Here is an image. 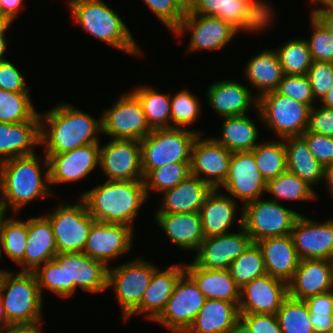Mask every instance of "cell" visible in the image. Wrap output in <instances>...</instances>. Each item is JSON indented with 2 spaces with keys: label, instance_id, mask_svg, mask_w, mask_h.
I'll use <instances>...</instances> for the list:
<instances>
[{
  "label": "cell",
  "instance_id": "obj_72",
  "mask_svg": "<svg viewBox=\"0 0 333 333\" xmlns=\"http://www.w3.org/2000/svg\"><path fill=\"white\" fill-rule=\"evenodd\" d=\"M4 326L0 325V333H2Z\"/></svg>",
  "mask_w": 333,
  "mask_h": 333
},
{
  "label": "cell",
  "instance_id": "obj_59",
  "mask_svg": "<svg viewBox=\"0 0 333 333\" xmlns=\"http://www.w3.org/2000/svg\"><path fill=\"white\" fill-rule=\"evenodd\" d=\"M313 16L327 29L333 38V8L319 10Z\"/></svg>",
  "mask_w": 333,
  "mask_h": 333
},
{
  "label": "cell",
  "instance_id": "obj_1",
  "mask_svg": "<svg viewBox=\"0 0 333 333\" xmlns=\"http://www.w3.org/2000/svg\"><path fill=\"white\" fill-rule=\"evenodd\" d=\"M108 267L85 253H58L54 259L39 266L36 276L41 295L44 289L55 295L68 298L77 288L90 293L107 288Z\"/></svg>",
  "mask_w": 333,
  "mask_h": 333
},
{
  "label": "cell",
  "instance_id": "obj_42",
  "mask_svg": "<svg viewBox=\"0 0 333 333\" xmlns=\"http://www.w3.org/2000/svg\"><path fill=\"white\" fill-rule=\"evenodd\" d=\"M236 285L242 288L253 279L266 275L263 254L257 243L252 242L230 265Z\"/></svg>",
  "mask_w": 333,
  "mask_h": 333
},
{
  "label": "cell",
  "instance_id": "obj_50",
  "mask_svg": "<svg viewBox=\"0 0 333 333\" xmlns=\"http://www.w3.org/2000/svg\"><path fill=\"white\" fill-rule=\"evenodd\" d=\"M171 33L180 25L186 11L175 0H143Z\"/></svg>",
  "mask_w": 333,
  "mask_h": 333
},
{
  "label": "cell",
  "instance_id": "obj_65",
  "mask_svg": "<svg viewBox=\"0 0 333 333\" xmlns=\"http://www.w3.org/2000/svg\"><path fill=\"white\" fill-rule=\"evenodd\" d=\"M321 106L333 109V86L330 88L328 93L322 98Z\"/></svg>",
  "mask_w": 333,
  "mask_h": 333
},
{
  "label": "cell",
  "instance_id": "obj_63",
  "mask_svg": "<svg viewBox=\"0 0 333 333\" xmlns=\"http://www.w3.org/2000/svg\"><path fill=\"white\" fill-rule=\"evenodd\" d=\"M228 333H253L250 328L239 319L235 325L228 331Z\"/></svg>",
  "mask_w": 333,
  "mask_h": 333
},
{
  "label": "cell",
  "instance_id": "obj_15",
  "mask_svg": "<svg viewBox=\"0 0 333 333\" xmlns=\"http://www.w3.org/2000/svg\"><path fill=\"white\" fill-rule=\"evenodd\" d=\"M99 167L108 181L143 180L140 140L110 139L100 146Z\"/></svg>",
  "mask_w": 333,
  "mask_h": 333
},
{
  "label": "cell",
  "instance_id": "obj_13",
  "mask_svg": "<svg viewBox=\"0 0 333 333\" xmlns=\"http://www.w3.org/2000/svg\"><path fill=\"white\" fill-rule=\"evenodd\" d=\"M101 115V133L111 139L142 140L152 131L140 101L132 92L120 95Z\"/></svg>",
  "mask_w": 333,
  "mask_h": 333
},
{
  "label": "cell",
  "instance_id": "obj_11",
  "mask_svg": "<svg viewBox=\"0 0 333 333\" xmlns=\"http://www.w3.org/2000/svg\"><path fill=\"white\" fill-rule=\"evenodd\" d=\"M53 212L45 216L50 220L57 253H82L95 219L79 198L74 204L59 203Z\"/></svg>",
  "mask_w": 333,
  "mask_h": 333
},
{
  "label": "cell",
  "instance_id": "obj_60",
  "mask_svg": "<svg viewBox=\"0 0 333 333\" xmlns=\"http://www.w3.org/2000/svg\"><path fill=\"white\" fill-rule=\"evenodd\" d=\"M41 323L31 325H8L3 328L2 333H41Z\"/></svg>",
  "mask_w": 333,
  "mask_h": 333
},
{
  "label": "cell",
  "instance_id": "obj_37",
  "mask_svg": "<svg viewBox=\"0 0 333 333\" xmlns=\"http://www.w3.org/2000/svg\"><path fill=\"white\" fill-rule=\"evenodd\" d=\"M259 128L248 115L223 118L219 138L212 137L217 143L234 152L252 151L259 143Z\"/></svg>",
  "mask_w": 333,
  "mask_h": 333
},
{
  "label": "cell",
  "instance_id": "obj_40",
  "mask_svg": "<svg viewBox=\"0 0 333 333\" xmlns=\"http://www.w3.org/2000/svg\"><path fill=\"white\" fill-rule=\"evenodd\" d=\"M266 192L272 196L271 200L311 201L317 198L315 190L297 175L286 171L276 178L267 181Z\"/></svg>",
  "mask_w": 333,
  "mask_h": 333
},
{
  "label": "cell",
  "instance_id": "obj_71",
  "mask_svg": "<svg viewBox=\"0 0 333 333\" xmlns=\"http://www.w3.org/2000/svg\"><path fill=\"white\" fill-rule=\"evenodd\" d=\"M1 257H2V254H1V249H0V259H1ZM6 271H7V270H1V269H0V273H1V274L5 273Z\"/></svg>",
  "mask_w": 333,
  "mask_h": 333
},
{
  "label": "cell",
  "instance_id": "obj_47",
  "mask_svg": "<svg viewBox=\"0 0 333 333\" xmlns=\"http://www.w3.org/2000/svg\"><path fill=\"white\" fill-rule=\"evenodd\" d=\"M201 104L196 95L184 89L171 96L170 115L171 127L186 128L197 121Z\"/></svg>",
  "mask_w": 333,
  "mask_h": 333
},
{
  "label": "cell",
  "instance_id": "obj_9",
  "mask_svg": "<svg viewBox=\"0 0 333 333\" xmlns=\"http://www.w3.org/2000/svg\"><path fill=\"white\" fill-rule=\"evenodd\" d=\"M310 107L276 91L258 98L259 119L271 128L277 139L301 136L308 128Z\"/></svg>",
  "mask_w": 333,
  "mask_h": 333
},
{
  "label": "cell",
  "instance_id": "obj_6",
  "mask_svg": "<svg viewBox=\"0 0 333 333\" xmlns=\"http://www.w3.org/2000/svg\"><path fill=\"white\" fill-rule=\"evenodd\" d=\"M1 302L8 325H31L42 321L43 297L33 272L6 271L0 279Z\"/></svg>",
  "mask_w": 333,
  "mask_h": 333
},
{
  "label": "cell",
  "instance_id": "obj_32",
  "mask_svg": "<svg viewBox=\"0 0 333 333\" xmlns=\"http://www.w3.org/2000/svg\"><path fill=\"white\" fill-rule=\"evenodd\" d=\"M219 191L213 189L199 211L205 238L230 233L228 229L238 218L237 200Z\"/></svg>",
  "mask_w": 333,
  "mask_h": 333
},
{
  "label": "cell",
  "instance_id": "obj_66",
  "mask_svg": "<svg viewBox=\"0 0 333 333\" xmlns=\"http://www.w3.org/2000/svg\"><path fill=\"white\" fill-rule=\"evenodd\" d=\"M0 325L6 327L7 326V317L5 308L3 307V304L1 302V293H0Z\"/></svg>",
  "mask_w": 333,
  "mask_h": 333
},
{
  "label": "cell",
  "instance_id": "obj_28",
  "mask_svg": "<svg viewBox=\"0 0 333 333\" xmlns=\"http://www.w3.org/2000/svg\"><path fill=\"white\" fill-rule=\"evenodd\" d=\"M256 243L262 251L266 273L288 284L301 260L290 234L264 238Z\"/></svg>",
  "mask_w": 333,
  "mask_h": 333
},
{
  "label": "cell",
  "instance_id": "obj_44",
  "mask_svg": "<svg viewBox=\"0 0 333 333\" xmlns=\"http://www.w3.org/2000/svg\"><path fill=\"white\" fill-rule=\"evenodd\" d=\"M276 315L283 333H315L304 300H296L288 296Z\"/></svg>",
  "mask_w": 333,
  "mask_h": 333
},
{
  "label": "cell",
  "instance_id": "obj_49",
  "mask_svg": "<svg viewBox=\"0 0 333 333\" xmlns=\"http://www.w3.org/2000/svg\"><path fill=\"white\" fill-rule=\"evenodd\" d=\"M311 28L313 29L310 40L305 39L313 61L333 62V38L327 29L311 16Z\"/></svg>",
  "mask_w": 333,
  "mask_h": 333
},
{
  "label": "cell",
  "instance_id": "obj_12",
  "mask_svg": "<svg viewBox=\"0 0 333 333\" xmlns=\"http://www.w3.org/2000/svg\"><path fill=\"white\" fill-rule=\"evenodd\" d=\"M157 268L140 257L120 266L108 267L107 288H113L123 319L140 304Z\"/></svg>",
  "mask_w": 333,
  "mask_h": 333
},
{
  "label": "cell",
  "instance_id": "obj_20",
  "mask_svg": "<svg viewBox=\"0 0 333 333\" xmlns=\"http://www.w3.org/2000/svg\"><path fill=\"white\" fill-rule=\"evenodd\" d=\"M133 231L134 228L127 225L94 221L83 253L109 267V260L119 258L131 250Z\"/></svg>",
  "mask_w": 333,
  "mask_h": 333
},
{
  "label": "cell",
  "instance_id": "obj_27",
  "mask_svg": "<svg viewBox=\"0 0 333 333\" xmlns=\"http://www.w3.org/2000/svg\"><path fill=\"white\" fill-rule=\"evenodd\" d=\"M39 112L29 121L10 124L0 122V163L35 154L40 145Z\"/></svg>",
  "mask_w": 333,
  "mask_h": 333
},
{
  "label": "cell",
  "instance_id": "obj_58",
  "mask_svg": "<svg viewBox=\"0 0 333 333\" xmlns=\"http://www.w3.org/2000/svg\"><path fill=\"white\" fill-rule=\"evenodd\" d=\"M315 333H329L333 329V315L310 314Z\"/></svg>",
  "mask_w": 333,
  "mask_h": 333
},
{
  "label": "cell",
  "instance_id": "obj_16",
  "mask_svg": "<svg viewBox=\"0 0 333 333\" xmlns=\"http://www.w3.org/2000/svg\"><path fill=\"white\" fill-rule=\"evenodd\" d=\"M190 31L189 51L221 50L236 37L238 31L221 18L197 14H185L173 35L181 36Z\"/></svg>",
  "mask_w": 333,
  "mask_h": 333
},
{
  "label": "cell",
  "instance_id": "obj_24",
  "mask_svg": "<svg viewBox=\"0 0 333 333\" xmlns=\"http://www.w3.org/2000/svg\"><path fill=\"white\" fill-rule=\"evenodd\" d=\"M172 264L166 270L157 268L144 292L140 304L124 319L135 314H144L146 319L154 321L164 310L179 278L185 273V264ZM146 313V314H145ZM148 314V315H147Z\"/></svg>",
  "mask_w": 333,
  "mask_h": 333
},
{
  "label": "cell",
  "instance_id": "obj_43",
  "mask_svg": "<svg viewBox=\"0 0 333 333\" xmlns=\"http://www.w3.org/2000/svg\"><path fill=\"white\" fill-rule=\"evenodd\" d=\"M276 49L284 75H307L313 59L305 38L291 39Z\"/></svg>",
  "mask_w": 333,
  "mask_h": 333
},
{
  "label": "cell",
  "instance_id": "obj_5",
  "mask_svg": "<svg viewBox=\"0 0 333 333\" xmlns=\"http://www.w3.org/2000/svg\"><path fill=\"white\" fill-rule=\"evenodd\" d=\"M73 20L84 31L107 45L132 56L142 54L129 28L119 14L102 0H68Z\"/></svg>",
  "mask_w": 333,
  "mask_h": 333
},
{
  "label": "cell",
  "instance_id": "obj_21",
  "mask_svg": "<svg viewBox=\"0 0 333 333\" xmlns=\"http://www.w3.org/2000/svg\"><path fill=\"white\" fill-rule=\"evenodd\" d=\"M290 236L301 260L333 261V218L321 223L301 214Z\"/></svg>",
  "mask_w": 333,
  "mask_h": 333
},
{
  "label": "cell",
  "instance_id": "obj_36",
  "mask_svg": "<svg viewBox=\"0 0 333 333\" xmlns=\"http://www.w3.org/2000/svg\"><path fill=\"white\" fill-rule=\"evenodd\" d=\"M244 72L249 85L254 90H259L256 94L258 98L265 93L275 91L284 76L275 49L269 50V48L251 57L246 63Z\"/></svg>",
  "mask_w": 333,
  "mask_h": 333
},
{
  "label": "cell",
  "instance_id": "obj_34",
  "mask_svg": "<svg viewBox=\"0 0 333 333\" xmlns=\"http://www.w3.org/2000/svg\"><path fill=\"white\" fill-rule=\"evenodd\" d=\"M239 319V306L236 303L206 299L185 333H228Z\"/></svg>",
  "mask_w": 333,
  "mask_h": 333
},
{
  "label": "cell",
  "instance_id": "obj_68",
  "mask_svg": "<svg viewBox=\"0 0 333 333\" xmlns=\"http://www.w3.org/2000/svg\"><path fill=\"white\" fill-rule=\"evenodd\" d=\"M5 213L7 214V211H6V208L4 206V202H3L2 198H1V195H0V226H1L3 220L6 216Z\"/></svg>",
  "mask_w": 333,
  "mask_h": 333
},
{
  "label": "cell",
  "instance_id": "obj_2",
  "mask_svg": "<svg viewBox=\"0 0 333 333\" xmlns=\"http://www.w3.org/2000/svg\"><path fill=\"white\" fill-rule=\"evenodd\" d=\"M40 115V146L44 154H59L92 143H100L101 116L94 118L87 112L61 103ZM46 126V127H45Z\"/></svg>",
  "mask_w": 333,
  "mask_h": 333
},
{
  "label": "cell",
  "instance_id": "obj_17",
  "mask_svg": "<svg viewBox=\"0 0 333 333\" xmlns=\"http://www.w3.org/2000/svg\"><path fill=\"white\" fill-rule=\"evenodd\" d=\"M267 181L256 165L252 151L234 152L230 158L229 173L220 187L232 198L241 200L242 206L256 201L266 192Z\"/></svg>",
  "mask_w": 333,
  "mask_h": 333
},
{
  "label": "cell",
  "instance_id": "obj_8",
  "mask_svg": "<svg viewBox=\"0 0 333 333\" xmlns=\"http://www.w3.org/2000/svg\"><path fill=\"white\" fill-rule=\"evenodd\" d=\"M265 0H194L185 14L214 16L229 23L238 32L264 31L271 26L272 7ZM267 3V4H266ZM273 18V19H272Z\"/></svg>",
  "mask_w": 333,
  "mask_h": 333
},
{
  "label": "cell",
  "instance_id": "obj_33",
  "mask_svg": "<svg viewBox=\"0 0 333 333\" xmlns=\"http://www.w3.org/2000/svg\"><path fill=\"white\" fill-rule=\"evenodd\" d=\"M185 272L195 281L206 299L234 302L239 306L240 288L236 285L229 269H203L192 261L185 264Z\"/></svg>",
  "mask_w": 333,
  "mask_h": 333
},
{
  "label": "cell",
  "instance_id": "obj_56",
  "mask_svg": "<svg viewBox=\"0 0 333 333\" xmlns=\"http://www.w3.org/2000/svg\"><path fill=\"white\" fill-rule=\"evenodd\" d=\"M310 314L333 315V292L318 294L304 300Z\"/></svg>",
  "mask_w": 333,
  "mask_h": 333
},
{
  "label": "cell",
  "instance_id": "obj_45",
  "mask_svg": "<svg viewBox=\"0 0 333 333\" xmlns=\"http://www.w3.org/2000/svg\"><path fill=\"white\" fill-rule=\"evenodd\" d=\"M29 93L0 89V122L17 124L31 120L37 111Z\"/></svg>",
  "mask_w": 333,
  "mask_h": 333
},
{
  "label": "cell",
  "instance_id": "obj_69",
  "mask_svg": "<svg viewBox=\"0 0 333 333\" xmlns=\"http://www.w3.org/2000/svg\"><path fill=\"white\" fill-rule=\"evenodd\" d=\"M331 291L333 292V261H332V269H331Z\"/></svg>",
  "mask_w": 333,
  "mask_h": 333
},
{
  "label": "cell",
  "instance_id": "obj_61",
  "mask_svg": "<svg viewBox=\"0 0 333 333\" xmlns=\"http://www.w3.org/2000/svg\"><path fill=\"white\" fill-rule=\"evenodd\" d=\"M9 28H11V23H6L0 26V62L7 60L5 58V50H7L6 46L8 44L6 32L8 31Z\"/></svg>",
  "mask_w": 333,
  "mask_h": 333
},
{
  "label": "cell",
  "instance_id": "obj_19",
  "mask_svg": "<svg viewBox=\"0 0 333 333\" xmlns=\"http://www.w3.org/2000/svg\"><path fill=\"white\" fill-rule=\"evenodd\" d=\"M239 232L205 238L194 256V262L203 269L226 270L252 243L242 227V214L237 220Z\"/></svg>",
  "mask_w": 333,
  "mask_h": 333
},
{
  "label": "cell",
  "instance_id": "obj_14",
  "mask_svg": "<svg viewBox=\"0 0 333 333\" xmlns=\"http://www.w3.org/2000/svg\"><path fill=\"white\" fill-rule=\"evenodd\" d=\"M206 298L195 281L185 272L178 280L164 310L154 320L172 333H185Z\"/></svg>",
  "mask_w": 333,
  "mask_h": 333
},
{
  "label": "cell",
  "instance_id": "obj_67",
  "mask_svg": "<svg viewBox=\"0 0 333 333\" xmlns=\"http://www.w3.org/2000/svg\"><path fill=\"white\" fill-rule=\"evenodd\" d=\"M185 11L192 6L194 0H175Z\"/></svg>",
  "mask_w": 333,
  "mask_h": 333
},
{
  "label": "cell",
  "instance_id": "obj_39",
  "mask_svg": "<svg viewBox=\"0 0 333 333\" xmlns=\"http://www.w3.org/2000/svg\"><path fill=\"white\" fill-rule=\"evenodd\" d=\"M27 238L28 220H18L14 217L4 218L0 226L1 254H5L18 266H23L20 271H24V253Z\"/></svg>",
  "mask_w": 333,
  "mask_h": 333
},
{
  "label": "cell",
  "instance_id": "obj_53",
  "mask_svg": "<svg viewBox=\"0 0 333 333\" xmlns=\"http://www.w3.org/2000/svg\"><path fill=\"white\" fill-rule=\"evenodd\" d=\"M0 89L10 92H29L24 75L9 60L0 62Z\"/></svg>",
  "mask_w": 333,
  "mask_h": 333
},
{
  "label": "cell",
  "instance_id": "obj_38",
  "mask_svg": "<svg viewBox=\"0 0 333 333\" xmlns=\"http://www.w3.org/2000/svg\"><path fill=\"white\" fill-rule=\"evenodd\" d=\"M131 92L140 101L146 121L151 129L171 127V94L159 93L157 89L147 85L141 87L139 85Z\"/></svg>",
  "mask_w": 333,
  "mask_h": 333
},
{
  "label": "cell",
  "instance_id": "obj_22",
  "mask_svg": "<svg viewBox=\"0 0 333 333\" xmlns=\"http://www.w3.org/2000/svg\"><path fill=\"white\" fill-rule=\"evenodd\" d=\"M288 297V284L268 274L240 288L239 314H276Z\"/></svg>",
  "mask_w": 333,
  "mask_h": 333
},
{
  "label": "cell",
  "instance_id": "obj_23",
  "mask_svg": "<svg viewBox=\"0 0 333 333\" xmlns=\"http://www.w3.org/2000/svg\"><path fill=\"white\" fill-rule=\"evenodd\" d=\"M100 143L59 154H44L49 161L50 184L76 182L99 166Z\"/></svg>",
  "mask_w": 333,
  "mask_h": 333
},
{
  "label": "cell",
  "instance_id": "obj_4",
  "mask_svg": "<svg viewBox=\"0 0 333 333\" xmlns=\"http://www.w3.org/2000/svg\"><path fill=\"white\" fill-rule=\"evenodd\" d=\"M79 196L95 221L130 227H134L132 223L148 199L143 180H106L105 183Z\"/></svg>",
  "mask_w": 333,
  "mask_h": 333
},
{
  "label": "cell",
  "instance_id": "obj_18",
  "mask_svg": "<svg viewBox=\"0 0 333 333\" xmlns=\"http://www.w3.org/2000/svg\"><path fill=\"white\" fill-rule=\"evenodd\" d=\"M202 136L203 134H199L192 146L191 175L198 177L213 189H220L229 173L232 152L213 138L203 139Z\"/></svg>",
  "mask_w": 333,
  "mask_h": 333
},
{
  "label": "cell",
  "instance_id": "obj_3",
  "mask_svg": "<svg viewBox=\"0 0 333 333\" xmlns=\"http://www.w3.org/2000/svg\"><path fill=\"white\" fill-rule=\"evenodd\" d=\"M38 156L35 153L0 163V195L6 211L12 209L16 214L32 200L53 196L48 158L43 156L40 167Z\"/></svg>",
  "mask_w": 333,
  "mask_h": 333
},
{
  "label": "cell",
  "instance_id": "obj_30",
  "mask_svg": "<svg viewBox=\"0 0 333 333\" xmlns=\"http://www.w3.org/2000/svg\"><path fill=\"white\" fill-rule=\"evenodd\" d=\"M212 190L209 184L190 175L174 188L162 193V204L156 213H199Z\"/></svg>",
  "mask_w": 333,
  "mask_h": 333
},
{
  "label": "cell",
  "instance_id": "obj_62",
  "mask_svg": "<svg viewBox=\"0 0 333 333\" xmlns=\"http://www.w3.org/2000/svg\"><path fill=\"white\" fill-rule=\"evenodd\" d=\"M324 181L327 184V190L330 196L333 198V163L325 166Z\"/></svg>",
  "mask_w": 333,
  "mask_h": 333
},
{
  "label": "cell",
  "instance_id": "obj_25",
  "mask_svg": "<svg viewBox=\"0 0 333 333\" xmlns=\"http://www.w3.org/2000/svg\"><path fill=\"white\" fill-rule=\"evenodd\" d=\"M332 260H300L292 280L288 283V296L306 300L331 291Z\"/></svg>",
  "mask_w": 333,
  "mask_h": 333
},
{
  "label": "cell",
  "instance_id": "obj_7",
  "mask_svg": "<svg viewBox=\"0 0 333 333\" xmlns=\"http://www.w3.org/2000/svg\"><path fill=\"white\" fill-rule=\"evenodd\" d=\"M199 134L188 128H159L140 140L143 176L168 163L191 162L192 146Z\"/></svg>",
  "mask_w": 333,
  "mask_h": 333
},
{
  "label": "cell",
  "instance_id": "obj_35",
  "mask_svg": "<svg viewBox=\"0 0 333 333\" xmlns=\"http://www.w3.org/2000/svg\"><path fill=\"white\" fill-rule=\"evenodd\" d=\"M286 149L287 171L297 175L312 188L324 180L325 167L313 156L302 136L283 139Z\"/></svg>",
  "mask_w": 333,
  "mask_h": 333
},
{
  "label": "cell",
  "instance_id": "obj_46",
  "mask_svg": "<svg viewBox=\"0 0 333 333\" xmlns=\"http://www.w3.org/2000/svg\"><path fill=\"white\" fill-rule=\"evenodd\" d=\"M190 164L191 162L168 163L152 169L143 179L147 197H149V190L162 194L185 180L191 175Z\"/></svg>",
  "mask_w": 333,
  "mask_h": 333
},
{
  "label": "cell",
  "instance_id": "obj_57",
  "mask_svg": "<svg viewBox=\"0 0 333 333\" xmlns=\"http://www.w3.org/2000/svg\"><path fill=\"white\" fill-rule=\"evenodd\" d=\"M23 0H0V16L6 23H13L20 12Z\"/></svg>",
  "mask_w": 333,
  "mask_h": 333
},
{
  "label": "cell",
  "instance_id": "obj_64",
  "mask_svg": "<svg viewBox=\"0 0 333 333\" xmlns=\"http://www.w3.org/2000/svg\"><path fill=\"white\" fill-rule=\"evenodd\" d=\"M312 3H317L320 5H322V7H318V8H314V9H311V15L310 16H313L316 12H318L319 10H322V9H325V8H333V0H310Z\"/></svg>",
  "mask_w": 333,
  "mask_h": 333
},
{
  "label": "cell",
  "instance_id": "obj_10",
  "mask_svg": "<svg viewBox=\"0 0 333 333\" xmlns=\"http://www.w3.org/2000/svg\"><path fill=\"white\" fill-rule=\"evenodd\" d=\"M241 207L242 227L254 243L268 237L289 235L301 215L270 198H259Z\"/></svg>",
  "mask_w": 333,
  "mask_h": 333
},
{
  "label": "cell",
  "instance_id": "obj_29",
  "mask_svg": "<svg viewBox=\"0 0 333 333\" xmlns=\"http://www.w3.org/2000/svg\"><path fill=\"white\" fill-rule=\"evenodd\" d=\"M155 220L180 249L197 252L205 239L199 213H156Z\"/></svg>",
  "mask_w": 333,
  "mask_h": 333
},
{
  "label": "cell",
  "instance_id": "obj_41",
  "mask_svg": "<svg viewBox=\"0 0 333 333\" xmlns=\"http://www.w3.org/2000/svg\"><path fill=\"white\" fill-rule=\"evenodd\" d=\"M279 140L259 143L252 150L256 165L266 181L287 171L284 140Z\"/></svg>",
  "mask_w": 333,
  "mask_h": 333
},
{
  "label": "cell",
  "instance_id": "obj_26",
  "mask_svg": "<svg viewBox=\"0 0 333 333\" xmlns=\"http://www.w3.org/2000/svg\"><path fill=\"white\" fill-rule=\"evenodd\" d=\"M208 87L206 91L207 103L222 118L247 115L248 107L252 106L253 103H255L254 107L258 109V97L255 94L252 95V90L249 91L248 87L242 83L221 80Z\"/></svg>",
  "mask_w": 333,
  "mask_h": 333
},
{
  "label": "cell",
  "instance_id": "obj_54",
  "mask_svg": "<svg viewBox=\"0 0 333 333\" xmlns=\"http://www.w3.org/2000/svg\"><path fill=\"white\" fill-rule=\"evenodd\" d=\"M309 131L333 138V109L313 106L309 112Z\"/></svg>",
  "mask_w": 333,
  "mask_h": 333
},
{
  "label": "cell",
  "instance_id": "obj_55",
  "mask_svg": "<svg viewBox=\"0 0 333 333\" xmlns=\"http://www.w3.org/2000/svg\"><path fill=\"white\" fill-rule=\"evenodd\" d=\"M253 333H283L276 314H240Z\"/></svg>",
  "mask_w": 333,
  "mask_h": 333
},
{
  "label": "cell",
  "instance_id": "obj_52",
  "mask_svg": "<svg viewBox=\"0 0 333 333\" xmlns=\"http://www.w3.org/2000/svg\"><path fill=\"white\" fill-rule=\"evenodd\" d=\"M313 156L325 167L333 163V138L308 129L301 135Z\"/></svg>",
  "mask_w": 333,
  "mask_h": 333
},
{
  "label": "cell",
  "instance_id": "obj_51",
  "mask_svg": "<svg viewBox=\"0 0 333 333\" xmlns=\"http://www.w3.org/2000/svg\"><path fill=\"white\" fill-rule=\"evenodd\" d=\"M307 76L313 96L320 102L333 86V62L313 61Z\"/></svg>",
  "mask_w": 333,
  "mask_h": 333
},
{
  "label": "cell",
  "instance_id": "obj_48",
  "mask_svg": "<svg viewBox=\"0 0 333 333\" xmlns=\"http://www.w3.org/2000/svg\"><path fill=\"white\" fill-rule=\"evenodd\" d=\"M275 91L297 102L307 104L310 108L316 105L317 100L313 96L307 75H284Z\"/></svg>",
  "mask_w": 333,
  "mask_h": 333
},
{
  "label": "cell",
  "instance_id": "obj_70",
  "mask_svg": "<svg viewBox=\"0 0 333 333\" xmlns=\"http://www.w3.org/2000/svg\"><path fill=\"white\" fill-rule=\"evenodd\" d=\"M6 24V22L3 20V18L0 16V26Z\"/></svg>",
  "mask_w": 333,
  "mask_h": 333
},
{
  "label": "cell",
  "instance_id": "obj_31",
  "mask_svg": "<svg viewBox=\"0 0 333 333\" xmlns=\"http://www.w3.org/2000/svg\"><path fill=\"white\" fill-rule=\"evenodd\" d=\"M50 220L42 214L28 219V238L24 253V271L34 272L57 255Z\"/></svg>",
  "mask_w": 333,
  "mask_h": 333
}]
</instances>
